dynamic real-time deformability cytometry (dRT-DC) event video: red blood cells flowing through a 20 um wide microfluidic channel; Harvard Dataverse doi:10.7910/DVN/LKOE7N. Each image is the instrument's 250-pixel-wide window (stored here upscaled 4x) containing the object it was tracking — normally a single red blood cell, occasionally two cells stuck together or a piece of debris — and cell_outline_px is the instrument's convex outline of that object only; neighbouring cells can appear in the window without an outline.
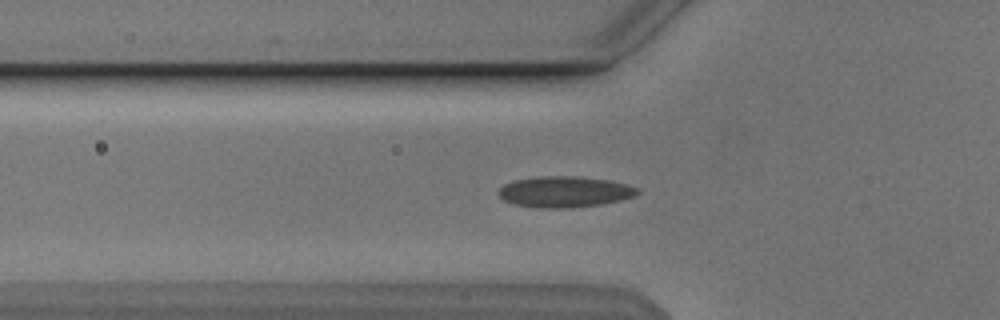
{"species": "Egyptian fruit bat (a non-hibernating species)", "species_latin": "Rousettus aegyptiacus", "temperature_condition": "cold", "stored_images_in_passage": 48, "camera_frame_rate_fps": 3000, "um_per_image_px": 0.085, "animal": {"sex": "male"}, "frame": {"image": 1, "passage_image": 12, "time_ms": 3.667, "image_size_px": [1000, 320], "cell_outline_px": [[640, 192], [632, 196], [620, 200], [600, 204], [572, 208], [536, 208], [512, 204], [504, 200], [496, 192], [504, 184], [516, 180], [536, 176], [576, 176], [608, 180], [628, 184], [640, 188]], "centroid_in_image_um": [47.97, 16.3], "position_along_channel_um": 77.8, "area_um2": 25.26}}
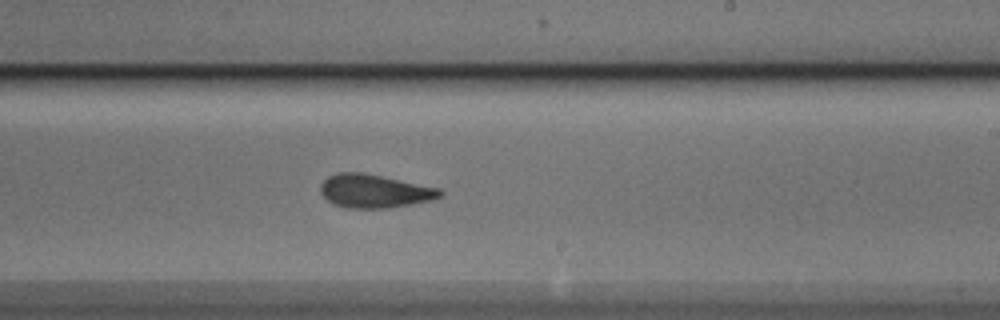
{"frame": {"image": 2, "passage_image": 26, "time_ms": 8.333, "image_size_px": [1000, 320], "cell_outline_px": [[444, 196], [432, 200], [412, 204], [388, 208], [348, 208], [332, 204], [320, 192], [320, 184], [328, 176], [336, 172], [360, 172], [440, 188], [444, 192]], "centroid_in_image_um": [31.83, 16.25], "position_along_channel_um": 257.2, "area_um2": 23.35}}
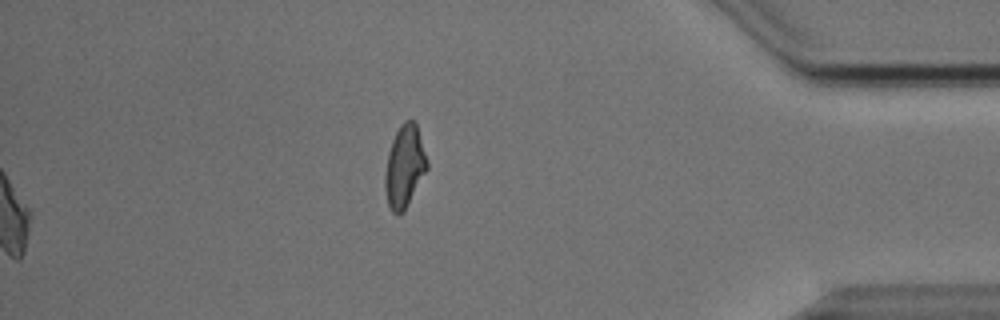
{"frame": {"image": 3, "passage_image": 48, "time_ms": 15.667, "image_size_px": [1000, 320], "cell_outline_px": [[428, 168], [404, 212], [392, 212], [388, 204], [384, 188], [384, 176], [388, 152], [392, 140], [400, 124], [404, 120], [412, 120], [416, 124], [428, 160]], "centroid_in_image_um": [34.38, 14.14], "position_along_channel_um": 400.8, "area_um2": 20.11}, "authors_computed_cell_mechanics": {"area_um2": 23.1778, "velocity_mm_per_s": 3.843, "shape_relaxation_time_tau1_ms": 8.1548, "shape_relaxation_time_tau2_ms": 2.0766, "deformation_change_tau1": 0.1432, "deformation_change_tau2": 0.0824}}